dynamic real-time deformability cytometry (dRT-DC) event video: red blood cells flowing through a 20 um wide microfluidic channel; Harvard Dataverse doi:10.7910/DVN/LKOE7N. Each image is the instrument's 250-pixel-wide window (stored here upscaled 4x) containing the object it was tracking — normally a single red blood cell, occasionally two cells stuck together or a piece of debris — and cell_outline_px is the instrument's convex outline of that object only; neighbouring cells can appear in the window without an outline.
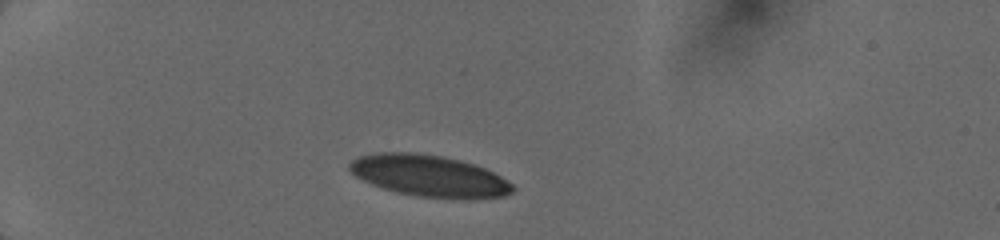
{"species": "human", "species_latin": "Homo sapiens", "temperature_condition": "cold", "stored_images_in_passage": 3, "camera_frame_rate_fps": 3000, "um_per_image_px": 0.085, "donor": {"sex": "female"}, "frame": {"image": 1, "passage_image": 1, "time_ms": 0.0, "image_size_px": [1000, 240], "cell_outline_px": [[516, 188], [512, 192], [504, 196], [468, 200], [416, 196], [396, 192], [372, 184], [356, 176], [348, 168], [348, 164], [352, 160], [360, 156], [376, 152], [416, 152], [444, 156], [460, 160], [484, 168], [500, 176], [512, 184]], "centroid_in_image_um": [36.5, 14.95], "position_along_channel_um": 48.5, "area_um2": 39.71}}
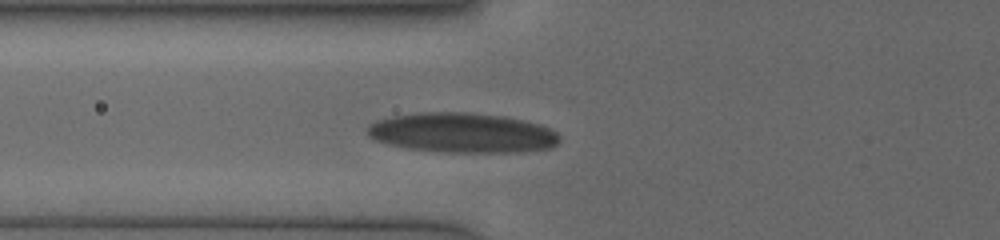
{"frame": {"image": 2, "passage_image": 3, "time_ms": 2.0, "image_size_px": [1000, 240], "cell_outline_px": [[560, 140], [552, 148], [520, 152], [448, 152], [408, 148], [388, 144], [376, 140], [368, 136], [364, 128], [368, 124], [376, 120], [392, 116], [420, 112], [472, 112], [504, 116], [524, 120], [540, 124], [556, 132], [560, 136]], "centroid_in_image_um": [39.28, 11.28], "position_along_channel_um": 86.5, "area_um2": 44.97}}